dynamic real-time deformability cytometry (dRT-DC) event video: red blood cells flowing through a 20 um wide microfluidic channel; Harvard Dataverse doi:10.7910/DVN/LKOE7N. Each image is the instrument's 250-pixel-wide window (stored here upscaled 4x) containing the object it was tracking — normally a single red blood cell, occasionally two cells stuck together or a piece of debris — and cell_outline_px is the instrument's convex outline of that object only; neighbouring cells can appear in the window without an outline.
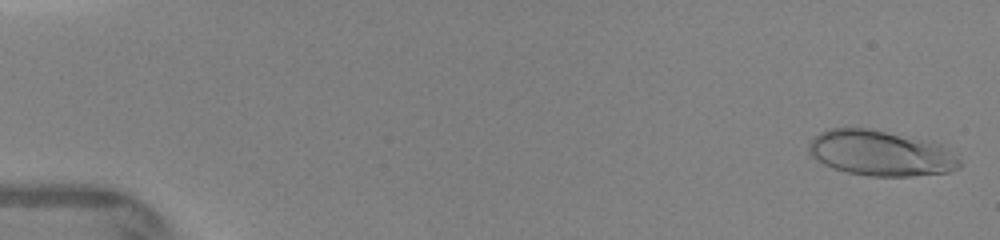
{"species": "human", "species_latin": "Homo sapiens", "temperature_condition": "warm", "stored_images_in_passage": 23, "camera_frame_rate_fps": 3000, "um_per_image_px": 0.085, "donor": {"sex": "female"}, "frame": {"image": 1, "passage_image": 1, "time_ms": 0.0, "image_size_px": [1000, 240], "cell_outline_px": [[960, 168], [948, 172], [912, 176], [868, 176], [848, 172], [832, 168], [824, 164], [812, 156], [808, 152], [808, 144], [812, 136], [828, 128], [868, 128], [932, 140], [940, 144], [960, 160]], "centroid_in_image_um": [74.83, 13.01], "position_along_channel_um": 10.2, "area_um2": 40.23}}
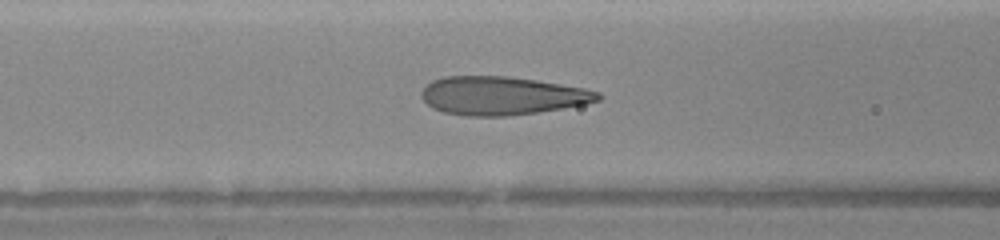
{"frame": {"image": 2, "passage_image": 14, "time_ms": 6.0, "image_size_px": [1000, 240], "cell_outline_px": [[604, 96], [600, 100], [584, 104], [564, 108], [508, 116], [464, 116], [444, 112], [432, 108], [420, 96], [420, 92], [432, 80], [444, 76], [508, 76], [536, 80], [584, 88], [600, 92]], "centroid_in_image_um": [42.67, 8.13], "position_along_channel_um": 123.9, "area_um2": 39.59}}
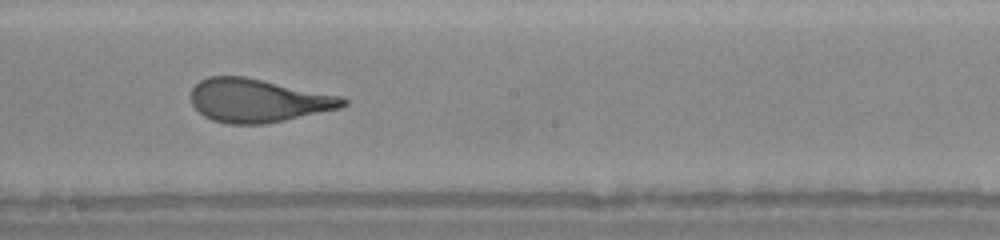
{"frame": {"image": 3, "passage_image": 18, "time_ms": 8.333, "image_size_px": [1000, 240], "cell_outline_px": [[348, 104], [340, 108], [284, 120], [264, 124], [228, 124], [212, 120], [204, 116], [192, 104], [192, 88], [200, 80], [208, 76], [244, 76], [344, 96], [348, 100]], "centroid_in_image_um": [21.96, 8.54], "position_along_channel_um": 226.2, "area_um2": 38.49}}